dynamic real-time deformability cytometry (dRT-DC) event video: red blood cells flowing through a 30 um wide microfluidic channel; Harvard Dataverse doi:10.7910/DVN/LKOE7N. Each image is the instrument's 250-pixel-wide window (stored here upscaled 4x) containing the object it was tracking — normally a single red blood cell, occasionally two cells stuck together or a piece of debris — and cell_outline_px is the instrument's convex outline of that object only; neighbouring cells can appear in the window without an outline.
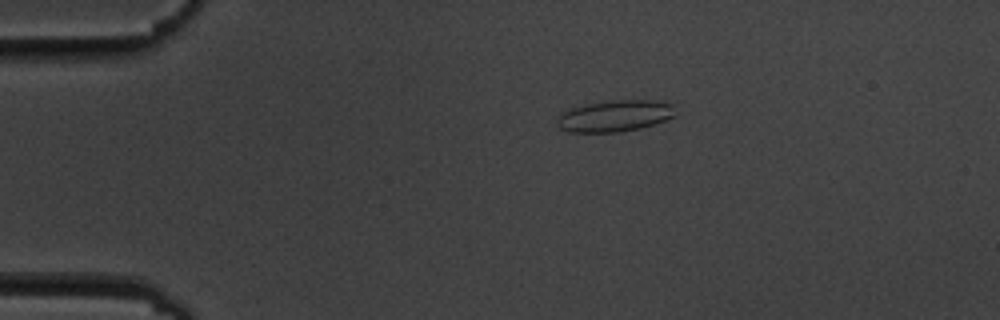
{"species": "common noctule bat (a hibernating species)", "species_latin": "Nyctalus noctula", "temperature_condition": "cold", "stored_images_in_passage": 8, "camera_frame_rate_fps": 3000, "um_per_image_px": 0.085, "animal": {"sex": "male", "body_mass_g": 19.5, "forearm_length_mm": 54.6}, "frame": {"image": 1, "passage_image": 4, "time_ms": 3.333, "image_size_px": [1000, 320], "cell_outline_px": [[676, 116], [640, 128], [620, 132], [568, 132], [560, 128], [556, 124], [556, 120], [560, 112], [572, 108], [588, 104], [612, 100], [652, 100], [672, 104]], "centroid_in_image_um": [52.22, 9.86], "position_along_channel_um": 32.8, "area_um2": 21.62}}
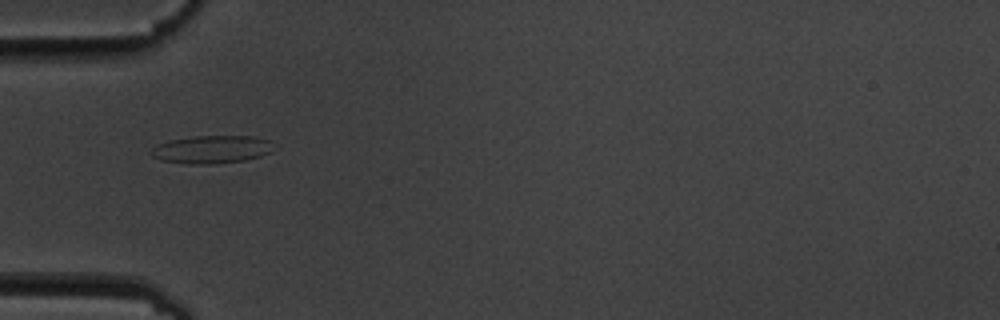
{"frame": {"image": 2, "passage_image": 6, "time_ms": 5.667, "image_size_px": [1000, 320], "cell_outline_px": [[276, 148], [272, 152], [260, 156], [244, 160], [212, 164], [192, 164], [160, 160], [152, 156], [148, 152], [156, 144], [168, 140], [192, 136], [256, 136], [272, 140]], "centroid_in_image_um": [18.02, 12.68], "position_along_channel_um": 67.0, "area_um2": 20.35}}
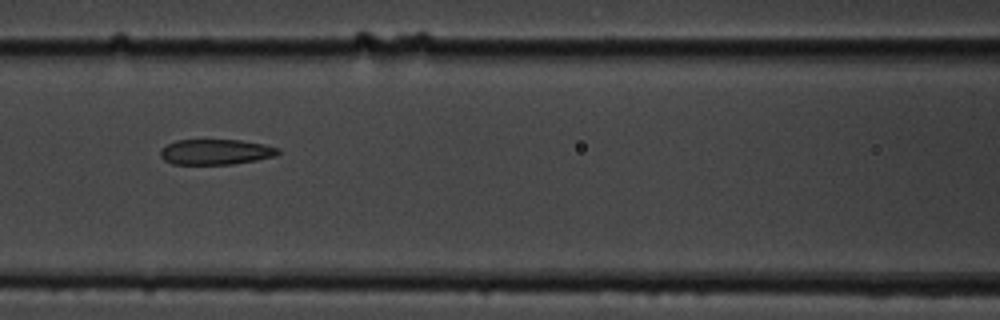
{"frame": {"image": 3, "passage_image": 8, "time_ms": 8.0, "image_size_px": [1000, 320], "cell_outline_px": [[280, 152], [276, 156], [256, 160], [232, 164], [172, 164], [164, 160], [160, 156], [160, 148], [176, 140], [240, 140], [264, 144], [280, 148]], "centroid_in_image_um": [18.34, 12.91], "position_along_channel_um": 148.3, "area_um2": 17.51}}